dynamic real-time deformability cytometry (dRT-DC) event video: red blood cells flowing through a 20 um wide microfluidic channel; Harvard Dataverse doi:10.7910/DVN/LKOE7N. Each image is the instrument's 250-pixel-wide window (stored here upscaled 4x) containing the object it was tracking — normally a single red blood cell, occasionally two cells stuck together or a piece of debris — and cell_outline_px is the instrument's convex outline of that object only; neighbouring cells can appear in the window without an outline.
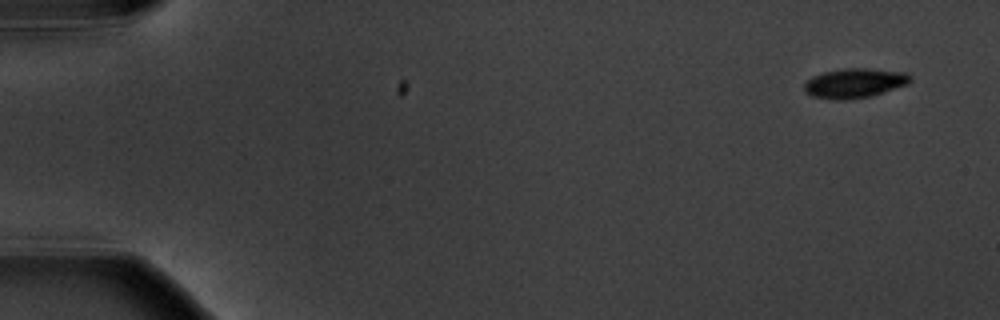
{"species": "common noctule bat (a hibernating species)", "species_latin": "Nyctalus noctula", "temperature_condition": "warm", "stored_images_in_passage": 6, "camera_frame_rate_fps": 3000, "um_per_image_px": 0.085, "animal": {"sex": "male", "body_mass_g": 20.1, "forearm_length_mm": 53.5}, "frame": {"image": 1, "passage_image": 1, "time_ms": 0.0, "image_size_px": [1000, 320], "cell_outline_px": [[912, 80], [908, 84], [884, 92], [868, 96], [844, 100], [836, 100], [812, 96], [804, 92], [804, 84], [812, 76], [824, 72], [844, 68], [872, 68], [908, 72], [912, 76]], "centroid_in_image_um": [72.67, 7.05], "position_along_channel_um": 12.3, "area_um2": 18.44}}
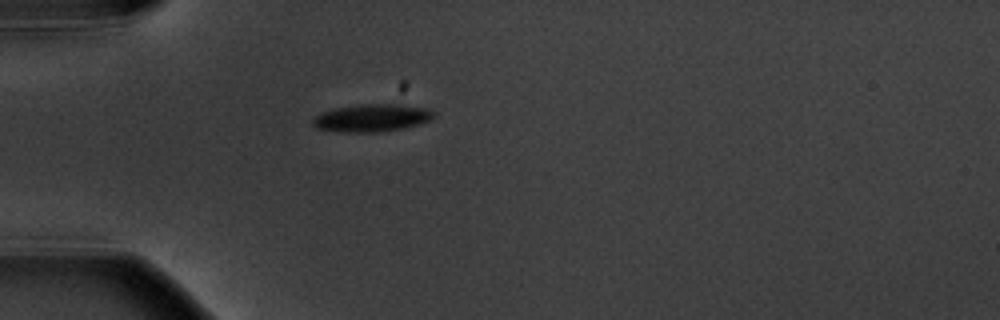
{"frame": {"image": 2, "passage_image": 5, "time_ms": 4.667, "image_size_px": [1000, 320], "cell_outline_px": [[436, 116], [432, 120], [404, 128], [376, 132], [340, 132], [316, 128], [312, 124], [312, 120], [320, 112], [332, 108], [360, 104], [396, 104], [428, 108], [436, 112]], "centroid_in_image_um": [31.61, 10.01], "position_along_channel_um": 53.4, "area_um2": 19.71}}